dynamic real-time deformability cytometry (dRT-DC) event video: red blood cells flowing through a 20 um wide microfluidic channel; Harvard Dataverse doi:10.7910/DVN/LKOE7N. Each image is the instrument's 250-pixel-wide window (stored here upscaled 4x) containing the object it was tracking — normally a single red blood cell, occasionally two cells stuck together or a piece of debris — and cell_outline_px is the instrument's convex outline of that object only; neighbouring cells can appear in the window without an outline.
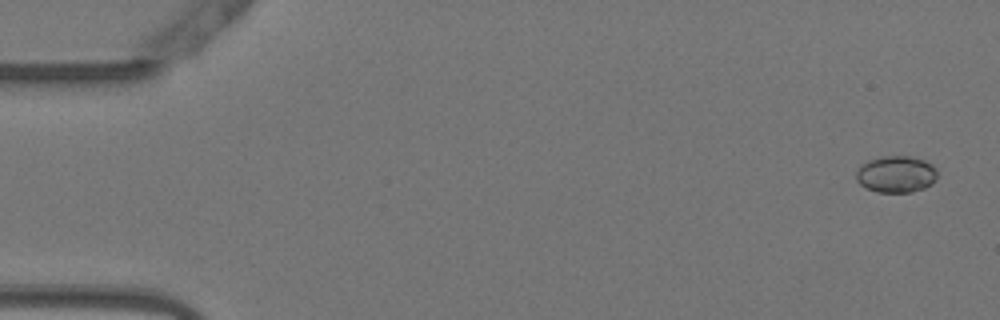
{"species": "Egyptian fruit bat (a non-hibernating species)", "species_latin": "Rousettus aegyptiacus", "temperature_condition": "warm", "stored_images_in_passage": 13, "camera_frame_rate_fps": 3000, "um_per_image_px": 0.085, "animal": {"sex": "female"}, "frame": {"image": 1, "passage_image": 2, "time_ms": 0.333, "image_size_px": [1000, 320], "cell_outline_px": [[936, 180], [932, 184], [924, 188], [912, 192], [876, 192], [864, 188], [856, 180], [856, 172], [868, 160], [884, 156], [912, 156], [924, 160], [932, 164], [936, 168]], "centroid_in_image_um": [76.18, 14.82], "position_along_channel_um": 8.8, "area_um2": 17.46}}